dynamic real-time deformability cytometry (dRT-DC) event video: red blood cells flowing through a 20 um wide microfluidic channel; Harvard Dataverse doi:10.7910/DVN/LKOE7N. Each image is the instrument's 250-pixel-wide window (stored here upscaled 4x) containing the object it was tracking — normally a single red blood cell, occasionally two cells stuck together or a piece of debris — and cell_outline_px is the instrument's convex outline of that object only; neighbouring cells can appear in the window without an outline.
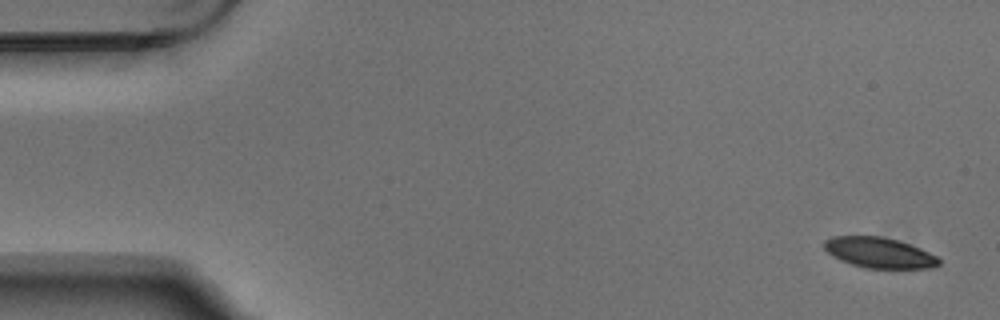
{"species": "Egyptian fruit bat (a non-hibernating species)", "species_latin": "Rousettus aegyptiacus", "temperature_condition": "warm", "stored_images_in_passage": 5, "camera_frame_rate_fps": 3000, "um_per_image_px": 0.085, "animal": {"sex": "male"}, "frame": {"image": 1, "passage_image": 1, "time_ms": 0.0, "image_size_px": [1000, 320], "cell_outline_px": [[940, 264], [932, 268], [864, 268], [840, 260], [832, 256], [824, 248], [824, 240], [832, 236], [880, 236], [900, 240], [920, 248], [936, 256], [940, 260]], "centroid_in_image_um": [74.73, 21.47], "position_along_channel_um": 10.3, "area_um2": 20.46}}
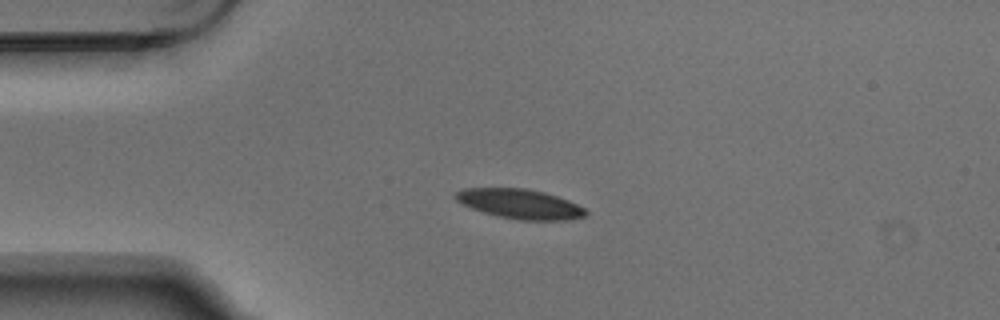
{"frame": {"image": 2, "passage_image": 4, "time_ms": 1.0, "image_size_px": [1000, 320], "cell_outline_px": [[588, 212], [584, 216], [568, 220], [520, 220], [496, 216], [472, 208], [456, 200], [452, 196], [460, 188], [524, 188], [544, 192], [568, 200], [584, 208]], "centroid_in_image_um": [44.16, 17.33], "position_along_channel_um": 40.8, "area_um2": 22.43}}